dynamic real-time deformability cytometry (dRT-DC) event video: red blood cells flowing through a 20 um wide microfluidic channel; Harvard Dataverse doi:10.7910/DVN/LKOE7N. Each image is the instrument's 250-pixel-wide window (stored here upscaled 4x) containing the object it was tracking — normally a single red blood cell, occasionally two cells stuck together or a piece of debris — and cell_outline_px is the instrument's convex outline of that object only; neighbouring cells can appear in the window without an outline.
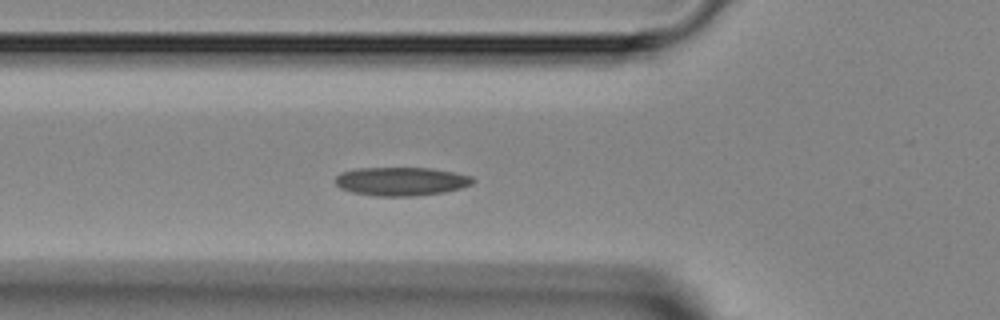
{"species": "Egyptian fruit bat (a non-hibernating species)", "species_latin": "Rousettus aegyptiacus", "temperature_condition": "room temperature", "stored_images_in_passage": 34, "camera_frame_rate_fps": 3000, "um_per_image_px": 0.085, "animal": {"sex": "female"}, "frame": {"image": 1, "passage_image": 2, "time_ms": 0.333, "image_size_px": [1000, 320], "cell_outline_px": [[476, 180], [472, 184], [460, 188], [444, 192], [416, 196], [376, 196], [352, 192], [340, 188], [336, 184], [336, 176], [340, 172], [356, 168], [428, 168], [452, 172], [472, 176]], "centroid_in_image_um": [34.09, 15.42], "position_along_channel_um": 91.7, "area_um2": 22.89}}
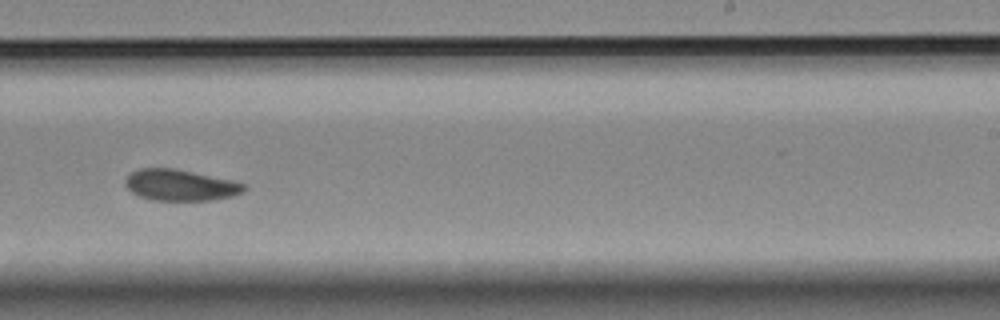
{"frame": {"image": 2, "passage_image": 15, "time_ms": 4.667, "image_size_px": [1000, 320], "cell_outline_px": [[248, 188], [244, 192], [232, 196], [212, 200], [152, 200], [140, 196], [132, 192], [124, 184], [124, 180], [132, 172], [140, 168], [176, 168], [236, 180], [244, 184]], "centroid_in_image_um": [15.38, 15.72], "position_along_channel_um": 273.6, "area_um2": 21.85}}
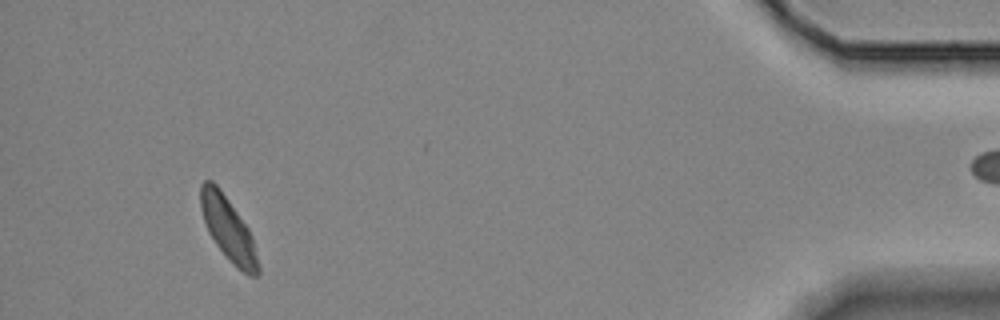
{"frame": {"image": 3, "passage_image": 30, "time_ms": 9.667, "image_size_px": [1000, 320], "cell_outline_px": [[260, 272], [256, 276], [248, 276], [232, 264], [216, 244], [208, 232], [200, 208], [200, 184], [204, 180], [212, 180], [220, 188], [248, 228], [252, 236], [260, 268]], "centroid_in_image_um": [19.39, 19.46], "position_along_channel_um": 415.8, "area_um2": 21.27}}